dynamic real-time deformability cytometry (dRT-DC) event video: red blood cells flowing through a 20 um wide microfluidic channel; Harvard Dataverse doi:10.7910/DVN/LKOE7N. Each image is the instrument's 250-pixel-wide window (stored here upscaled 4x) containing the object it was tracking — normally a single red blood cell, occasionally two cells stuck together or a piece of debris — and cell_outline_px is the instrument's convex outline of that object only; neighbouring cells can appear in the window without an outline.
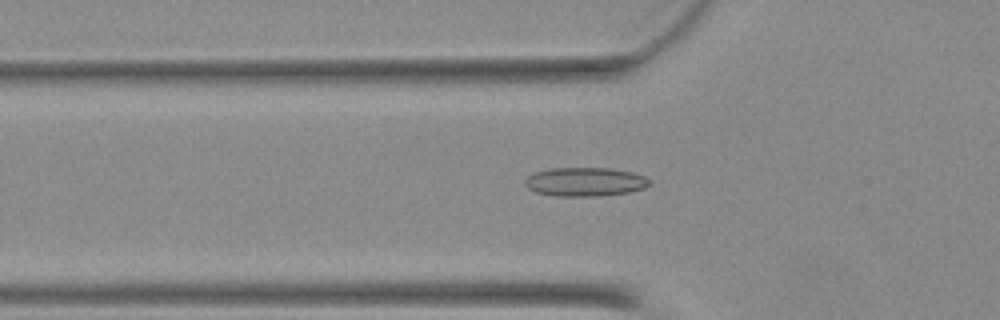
{"species": "Egyptian fruit bat (a non-hibernating species)", "species_latin": "Rousettus aegyptiacus", "temperature_condition": "warm", "stored_images_in_passage": 33, "camera_frame_rate_fps": 3000, "um_per_image_px": 0.085, "animal": {"sex": "female"}, "frame": {"image": 1, "passage_image": 11, "time_ms": 3.333, "image_size_px": [1000, 320], "cell_outline_px": [[652, 184], [644, 188], [628, 192], [600, 196], [552, 196], [536, 192], [528, 188], [524, 184], [524, 180], [532, 172], [552, 168], [612, 168], [632, 172], [644, 176], [652, 180]], "centroid_in_image_um": [49.73, 15.45], "position_along_channel_um": 76.1, "area_um2": 21.21}}
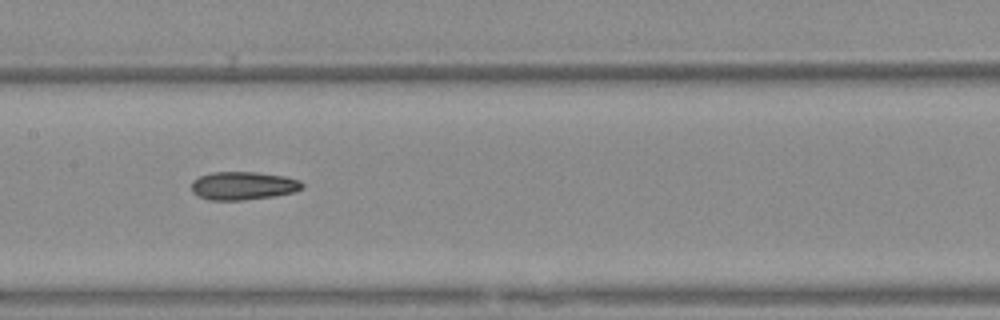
{"frame": {"image": 2, "passage_image": 19, "time_ms": 6.0, "image_size_px": [1000, 320], "cell_outline_px": [[304, 188], [296, 192], [276, 196], [240, 200], [208, 200], [196, 196], [192, 192], [192, 180], [200, 176], [212, 172], [256, 172], [284, 176], [300, 180], [304, 184]], "centroid_in_image_um": [20.68, 15.79], "position_along_channel_um": 186.7, "area_um2": 18.44}}
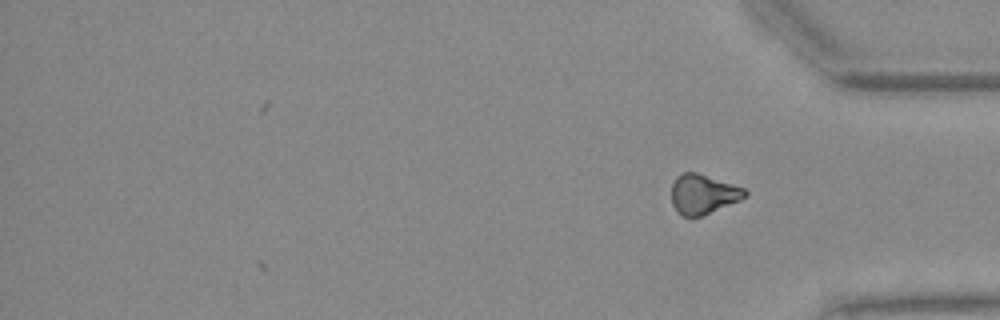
{"frame": {"image": 3, "passage_image": 33, "time_ms": 10.667, "image_size_px": [1000, 320], "cell_outline_px": [[748, 196], [740, 200], [700, 216], [684, 216], [676, 212], [672, 204], [672, 184], [676, 176], [684, 172], [696, 172], [744, 188], [748, 192]], "centroid_in_image_um": [59.75, 16.49], "position_along_channel_um": 375.4, "area_um2": 16.82}}